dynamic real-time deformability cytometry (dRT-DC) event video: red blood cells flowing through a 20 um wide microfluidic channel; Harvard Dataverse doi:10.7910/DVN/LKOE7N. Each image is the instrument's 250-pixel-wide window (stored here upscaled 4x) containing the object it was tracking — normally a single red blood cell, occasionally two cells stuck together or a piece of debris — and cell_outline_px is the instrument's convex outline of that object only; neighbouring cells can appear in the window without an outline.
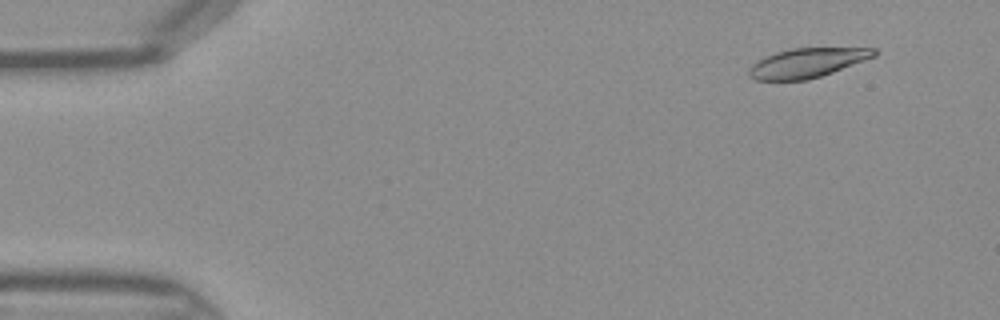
{"species": "Egyptian fruit bat (a non-hibernating species)", "species_latin": "Rousettus aegyptiacus", "temperature_condition": "warm", "stored_images_in_passage": 45, "camera_frame_rate_fps": 3000, "um_per_image_px": 0.085, "frame": {"image": 1, "passage_image": 4, "time_ms": 1.0, "image_size_px": [1000, 320], "cell_outline_px": [[880, 52], [876, 56], [832, 72], [808, 80], [756, 80], [748, 76], [748, 68], [752, 64], [776, 52], [792, 48], [876, 48]], "centroid_in_image_um": [68.62, 5.34], "position_along_channel_um": 16.4, "area_um2": 21.33}}
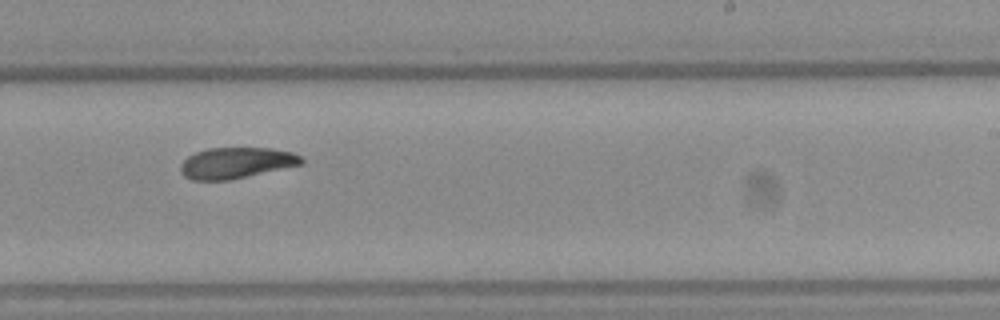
{"frame": {"image": 2, "passage_image": 28, "time_ms": 9.0, "image_size_px": [1000, 320], "cell_outline_px": [[304, 164], [228, 180], [192, 180], [184, 176], [180, 172], [180, 164], [188, 156], [196, 152], [208, 148], [272, 148], [292, 152], [300, 156], [304, 160]], "centroid_in_image_um": [20.07, 13.84], "position_along_channel_um": 268.9, "area_um2": 21.85}}
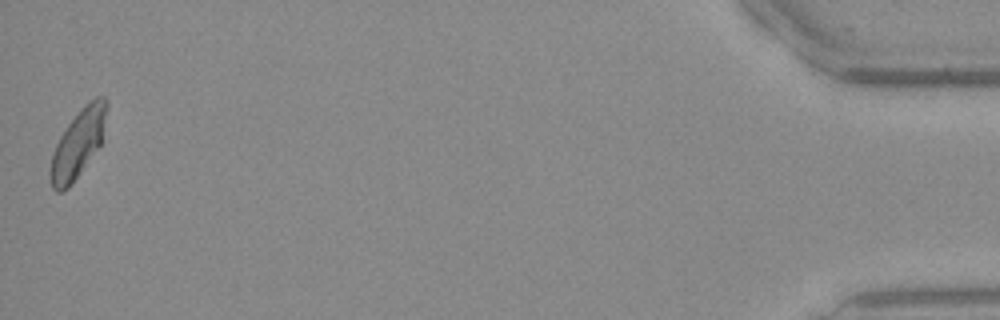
{"frame": {"image": 3, "passage_image": 45, "time_ms": 14.667, "image_size_px": [1000, 320], "cell_outline_px": [[108, 104], [100, 144], [72, 184], [68, 188], [60, 192], [56, 192], [52, 188], [48, 172], [52, 156], [56, 144], [60, 136], [68, 124], [80, 108], [88, 100], [96, 96], [104, 96], [108, 100]], "centroid_in_image_um": [6.61, 12.19], "position_along_channel_um": 428.6, "area_um2": 22.2}}